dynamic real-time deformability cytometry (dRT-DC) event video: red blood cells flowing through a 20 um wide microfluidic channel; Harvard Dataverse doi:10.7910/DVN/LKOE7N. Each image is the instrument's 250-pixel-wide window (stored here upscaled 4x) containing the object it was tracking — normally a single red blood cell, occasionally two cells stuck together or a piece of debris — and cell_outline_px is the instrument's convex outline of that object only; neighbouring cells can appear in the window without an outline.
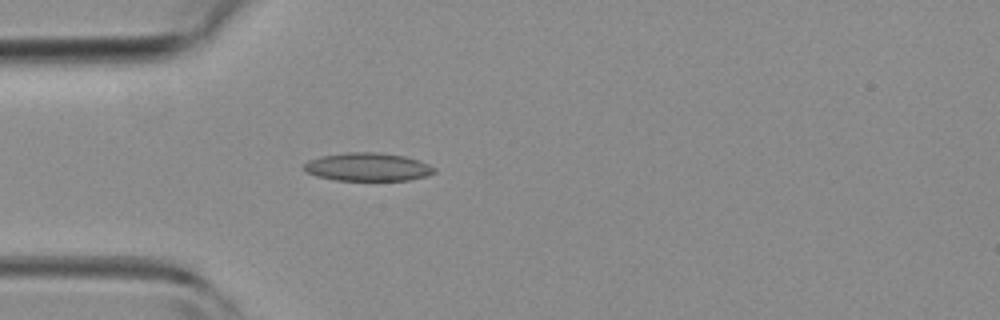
{"species": "common noctule bat (a hibernating species)", "species_latin": "Nyctalus noctula", "temperature_condition": "room temperature", "stored_images_in_passage": 3, "camera_frame_rate_fps": 3000, "um_per_image_px": 0.085, "animal": {"sex": "female", "body_mass_g": 19.3, "forearm_length_mm": 54.1}, "frame": {"image": 1, "passage_image": 3, "time_ms": 3.0, "image_size_px": [1000, 320], "cell_outline_px": [[436, 172], [424, 176], [408, 180], [336, 180], [316, 176], [304, 172], [304, 164], [308, 160], [320, 156], [348, 152], [376, 152], [404, 156], [428, 164], [436, 168]], "centroid_in_image_um": [31.21, 14.19], "position_along_channel_um": 53.8, "area_um2": 21.33}}